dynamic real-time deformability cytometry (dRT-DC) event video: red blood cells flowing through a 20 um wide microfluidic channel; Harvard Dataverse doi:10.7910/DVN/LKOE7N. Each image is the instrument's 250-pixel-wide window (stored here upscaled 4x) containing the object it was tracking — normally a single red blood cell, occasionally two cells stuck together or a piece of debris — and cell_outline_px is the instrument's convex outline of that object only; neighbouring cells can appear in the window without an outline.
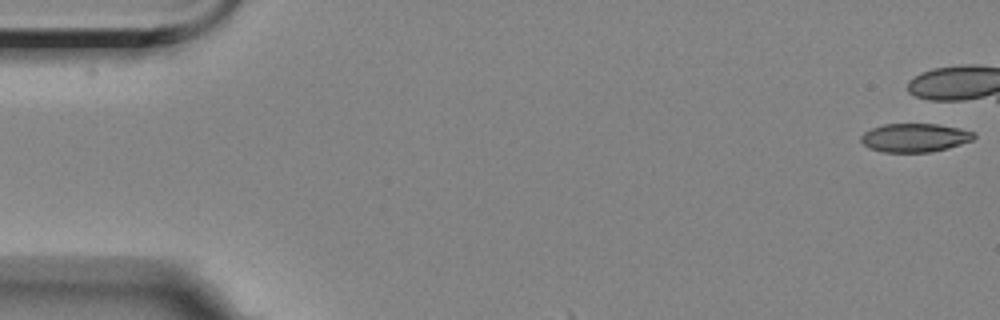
{"species": "Egyptian fruit bat (a non-hibernating species)", "species_latin": "Rousettus aegyptiacus", "temperature_condition": "room temperature", "stored_images_in_passage": 44, "segment_of_instrument_passage": [1, 2], "camera_frame_rate_fps": 3000, "um_per_image_px": 0.085, "animal": {"sex": "female"}, "frame": {"image": 1, "passage_image": 1, "time_ms": 0.0, "image_size_px": [1000, 320], "cell_outline_px": [[976, 136], [972, 140], [948, 148], [932, 152], [884, 152], [868, 148], [860, 140], [860, 136], [864, 132], [872, 128], [884, 124], [936, 124], [960, 128], [976, 132]], "centroid_in_image_um": [77.76, 11.7], "position_along_channel_um": 7.2, "area_um2": 18.9}}